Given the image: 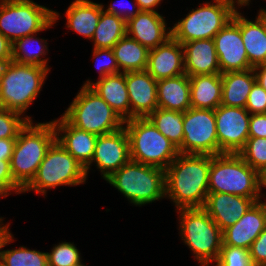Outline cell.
I'll list each match as a JSON object with an SVG mask.
<instances>
[{
	"label": "cell",
	"mask_w": 266,
	"mask_h": 266,
	"mask_svg": "<svg viewBox=\"0 0 266 266\" xmlns=\"http://www.w3.org/2000/svg\"><path fill=\"white\" fill-rule=\"evenodd\" d=\"M211 155L181 154L165 169L166 197L177 209L203 208L209 194Z\"/></svg>",
	"instance_id": "6da1fadb"
},
{
	"label": "cell",
	"mask_w": 266,
	"mask_h": 266,
	"mask_svg": "<svg viewBox=\"0 0 266 266\" xmlns=\"http://www.w3.org/2000/svg\"><path fill=\"white\" fill-rule=\"evenodd\" d=\"M56 141L53 122L36 123L29 121L16 138L10 160L14 181L24 189L34 178L48 149Z\"/></svg>",
	"instance_id": "7a4b0ae2"
},
{
	"label": "cell",
	"mask_w": 266,
	"mask_h": 266,
	"mask_svg": "<svg viewBox=\"0 0 266 266\" xmlns=\"http://www.w3.org/2000/svg\"><path fill=\"white\" fill-rule=\"evenodd\" d=\"M106 181L136 206L166 197L165 170L133 160H129Z\"/></svg>",
	"instance_id": "3957f363"
},
{
	"label": "cell",
	"mask_w": 266,
	"mask_h": 266,
	"mask_svg": "<svg viewBox=\"0 0 266 266\" xmlns=\"http://www.w3.org/2000/svg\"><path fill=\"white\" fill-rule=\"evenodd\" d=\"M209 193H226L253 198L264 197L259 192L258 172L239 154L222 153L211 156Z\"/></svg>",
	"instance_id": "277c9868"
},
{
	"label": "cell",
	"mask_w": 266,
	"mask_h": 266,
	"mask_svg": "<svg viewBox=\"0 0 266 266\" xmlns=\"http://www.w3.org/2000/svg\"><path fill=\"white\" fill-rule=\"evenodd\" d=\"M179 229L181 239L191 251L200 266L218 260L223 244L222 231L203 208H181Z\"/></svg>",
	"instance_id": "5b68a950"
},
{
	"label": "cell",
	"mask_w": 266,
	"mask_h": 266,
	"mask_svg": "<svg viewBox=\"0 0 266 266\" xmlns=\"http://www.w3.org/2000/svg\"><path fill=\"white\" fill-rule=\"evenodd\" d=\"M50 69L10 61L0 81V107L20 113L38 97Z\"/></svg>",
	"instance_id": "8992f818"
},
{
	"label": "cell",
	"mask_w": 266,
	"mask_h": 266,
	"mask_svg": "<svg viewBox=\"0 0 266 266\" xmlns=\"http://www.w3.org/2000/svg\"><path fill=\"white\" fill-rule=\"evenodd\" d=\"M59 15L32 0H0V33L14 43L54 26Z\"/></svg>",
	"instance_id": "52a82bcc"
},
{
	"label": "cell",
	"mask_w": 266,
	"mask_h": 266,
	"mask_svg": "<svg viewBox=\"0 0 266 266\" xmlns=\"http://www.w3.org/2000/svg\"><path fill=\"white\" fill-rule=\"evenodd\" d=\"M62 116L71 125L97 136L124 127V120L89 86H82Z\"/></svg>",
	"instance_id": "ba28073f"
},
{
	"label": "cell",
	"mask_w": 266,
	"mask_h": 266,
	"mask_svg": "<svg viewBox=\"0 0 266 266\" xmlns=\"http://www.w3.org/2000/svg\"><path fill=\"white\" fill-rule=\"evenodd\" d=\"M129 138L130 160L166 169L178 156V149L146 118L124 121Z\"/></svg>",
	"instance_id": "9c48e42d"
},
{
	"label": "cell",
	"mask_w": 266,
	"mask_h": 266,
	"mask_svg": "<svg viewBox=\"0 0 266 266\" xmlns=\"http://www.w3.org/2000/svg\"><path fill=\"white\" fill-rule=\"evenodd\" d=\"M85 168L57 141L48 149L32 181L22 193L35 191L46 195L47 190L57 186H77L85 183Z\"/></svg>",
	"instance_id": "30bf717a"
},
{
	"label": "cell",
	"mask_w": 266,
	"mask_h": 266,
	"mask_svg": "<svg viewBox=\"0 0 266 266\" xmlns=\"http://www.w3.org/2000/svg\"><path fill=\"white\" fill-rule=\"evenodd\" d=\"M213 1L200 4V7L192 9L185 18L175 23L171 28V36L181 44L213 39L237 10L236 4L229 0Z\"/></svg>",
	"instance_id": "8fae6325"
},
{
	"label": "cell",
	"mask_w": 266,
	"mask_h": 266,
	"mask_svg": "<svg viewBox=\"0 0 266 266\" xmlns=\"http://www.w3.org/2000/svg\"><path fill=\"white\" fill-rule=\"evenodd\" d=\"M181 154L218 155L214 110L190 108L184 112Z\"/></svg>",
	"instance_id": "7c38bea8"
},
{
	"label": "cell",
	"mask_w": 266,
	"mask_h": 266,
	"mask_svg": "<svg viewBox=\"0 0 266 266\" xmlns=\"http://www.w3.org/2000/svg\"><path fill=\"white\" fill-rule=\"evenodd\" d=\"M214 114L218 154H238L249 138L250 113L245 108L219 105Z\"/></svg>",
	"instance_id": "4fadbf2b"
},
{
	"label": "cell",
	"mask_w": 266,
	"mask_h": 266,
	"mask_svg": "<svg viewBox=\"0 0 266 266\" xmlns=\"http://www.w3.org/2000/svg\"><path fill=\"white\" fill-rule=\"evenodd\" d=\"M129 160V138L123 127L115 132L97 137L93 158L85 167V172L88 177L90 165L94 162L106 180Z\"/></svg>",
	"instance_id": "5bb4252c"
},
{
	"label": "cell",
	"mask_w": 266,
	"mask_h": 266,
	"mask_svg": "<svg viewBox=\"0 0 266 266\" xmlns=\"http://www.w3.org/2000/svg\"><path fill=\"white\" fill-rule=\"evenodd\" d=\"M220 74L252 69L239 26L231 19L213 38Z\"/></svg>",
	"instance_id": "9a60e30c"
},
{
	"label": "cell",
	"mask_w": 266,
	"mask_h": 266,
	"mask_svg": "<svg viewBox=\"0 0 266 266\" xmlns=\"http://www.w3.org/2000/svg\"><path fill=\"white\" fill-rule=\"evenodd\" d=\"M266 228V203L255 202L232 226L222 232V245L250 249L252 243Z\"/></svg>",
	"instance_id": "2e32d148"
},
{
	"label": "cell",
	"mask_w": 266,
	"mask_h": 266,
	"mask_svg": "<svg viewBox=\"0 0 266 266\" xmlns=\"http://www.w3.org/2000/svg\"><path fill=\"white\" fill-rule=\"evenodd\" d=\"M131 119L146 118L158 108L157 81L146 71L125 73Z\"/></svg>",
	"instance_id": "e0dca14e"
},
{
	"label": "cell",
	"mask_w": 266,
	"mask_h": 266,
	"mask_svg": "<svg viewBox=\"0 0 266 266\" xmlns=\"http://www.w3.org/2000/svg\"><path fill=\"white\" fill-rule=\"evenodd\" d=\"M146 71L156 81L185 74L182 44L171 36L163 44L149 50Z\"/></svg>",
	"instance_id": "ac0fdd59"
},
{
	"label": "cell",
	"mask_w": 266,
	"mask_h": 266,
	"mask_svg": "<svg viewBox=\"0 0 266 266\" xmlns=\"http://www.w3.org/2000/svg\"><path fill=\"white\" fill-rule=\"evenodd\" d=\"M166 24L160 13L140 11L126 22L127 36L151 50L171 37V28Z\"/></svg>",
	"instance_id": "d6986e66"
},
{
	"label": "cell",
	"mask_w": 266,
	"mask_h": 266,
	"mask_svg": "<svg viewBox=\"0 0 266 266\" xmlns=\"http://www.w3.org/2000/svg\"><path fill=\"white\" fill-rule=\"evenodd\" d=\"M253 198L226 193H209L203 209L223 232L234 225L255 203Z\"/></svg>",
	"instance_id": "ffe728a7"
},
{
	"label": "cell",
	"mask_w": 266,
	"mask_h": 266,
	"mask_svg": "<svg viewBox=\"0 0 266 266\" xmlns=\"http://www.w3.org/2000/svg\"><path fill=\"white\" fill-rule=\"evenodd\" d=\"M52 122L56 141L85 168L93 158L98 136L71 125L63 116Z\"/></svg>",
	"instance_id": "44dd1931"
},
{
	"label": "cell",
	"mask_w": 266,
	"mask_h": 266,
	"mask_svg": "<svg viewBox=\"0 0 266 266\" xmlns=\"http://www.w3.org/2000/svg\"><path fill=\"white\" fill-rule=\"evenodd\" d=\"M185 73L190 76L220 73L213 39L188 41L182 44Z\"/></svg>",
	"instance_id": "7402d4cb"
},
{
	"label": "cell",
	"mask_w": 266,
	"mask_h": 266,
	"mask_svg": "<svg viewBox=\"0 0 266 266\" xmlns=\"http://www.w3.org/2000/svg\"><path fill=\"white\" fill-rule=\"evenodd\" d=\"M83 86L94 90L124 121L131 119L125 73L110 74L94 83L88 79Z\"/></svg>",
	"instance_id": "603a6c76"
},
{
	"label": "cell",
	"mask_w": 266,
	"mask_h": 266,
	"mask_svg": "<svg viewBox=\"0 0 266 266\" xmlns=\"http://www.w3.org/2000/svg\"><path fill=\"white\" fill-rule=\"evenodd\" d=\"M236 10L232 20L239 26L249 64L255 67L266 63V29L257 15L254 21L246 19Z\"/></svg>",
	"instance_id": "cb8c5ba5"
},
{
	"label": "cell",
	"mask_w": 266,
	"mask_h": 266,
	"mask_svg": "<svg viewBox=\"0 0 266 266\" xmlns=\"http://www.w3.org/2000/svg\"><path fill=\"white\" fill-rule=\"evenodd\" d=\"M158 108L185 112L191 108L190 80L185 73L157 81Z\"/></svg>",
	"instance_id": "d4e9b609"
},
{
	"label": "cell",
	"mask_w": 266,
	"mask_h": 266,
	"mask_svg": "<svg viewBox=\"0 0 266 266\" xmlns=\"http://www.w3.org/2000/svg\"><path fill=\"white\" fill-rule=\"evenodd\" d=\"M104 5L91 0H74L65 12L66 27L92 39Z\"/></svg>",
	"instance_id": "484cf974"
},
{
	"label": "cell",
	"mask_w": 266,
	"mask_h": 266,
	"mask_svg": "<svg viewBox=\"0 0 266 266\" xmlns=\"http://www.w3.org/2000/svg\"><path fill=\"white\" fill-rule=\"evenodd\" d=\"M190 103L192 108L215 110L222 101L220 73L190 76Z\"/></svg>",
	"instance_id": "4316f807"
},
{
	"label": "cell",
	"mask_w": 266,
	"mask_h": 266,
	"mask_svg": "<svg viewBox=\"0 0 266 266\" xmlns=\"http://www.w3.org/2000/svg\"><path fill=\"white\" fill-rule=\"evenodd\" d=\"M222 78L221 105L245 108L249 93L256 82L253 68L245 71L226 72Z\"/></svg>",
	"instance_id": "83f0119b"
},
{
	"label": "cell",
	"mask_w": 266,
	"mask_h": 266,
	"mask_svg": "<svg viewBox=\"0 0 266 266\" xmlns=\"http://www.w3.org/2000/svg\"><path fill=\"white\" fill-rule=\"evenodd\" d=\"M112 50L119 72L127 73L147 69L149 50L131 37L126 35L121 38Z\"/></svg>",
	"instance_id": "f1b7e54d"
},
{
	"label": "cell",
	"mask_w": 266,
	"mask_h": 266,
	"mask_svg": "<svg viewBox=\"0 0 266 266\" xmlns=\"http://www.w3.org/2000/svg\"><path fill=\"white\" fill-rule=\"evenodd\" d=\"M34 35L36 36V34L27 35L12 43V61L21 64L43 66L49 69L47 65L48 58H41L48 53L47 40L34 37ZM30 44H34L35 49ZM35 44L38 46L35 47Z\"/></svg>",
	"instance_id": "f546056e"
},
{
	"label": "cell",
	"mask_w": 266,
	"mask_h": 266,
	"mask_svg": "<svg viewBox=\"0 0 266 266\" xmlns=\"http://www.w3.org/2000/svg\"><path fill=\"white\" fill-rule=\"evenodd\" d=\"M126 35V21L102 11L91 41L94 42V48L112 49Z\"/></svg>",
	"instance_id": "4dcf8cb0"
},
{
	"label": "cell",
	"mask_w": 266,
	"mask_h": 266,
	"mask_svg": "<svg viewBox=\"0 0 266 266\" xmlns=\"http://www.w3.org/2000/svg\"><path fill=\"white\" fill-rule=\"evenodd\" d=\"M147 118L177 149L182 145L184 112L157 108Z\"/></svg>",
	"instance_id": "1f68e13d"
},
{
	"label": "cell",
	"mask_w": 266,
	"mask_h": 266,
	"mask_svg": "<svg viewBox=\"0 0 266 266\" xmlns=\"http://www.w3.org/2000/svg\"><path fill=\"white\" fill-rule=\"evenodd\" d=\"M1 259L6 266H48L47 252L30 250L24 246L3 250Z\"/></svg>",
	"instance_id": "d6a6232c"
},
{
	"label": "cell",
	"mask_w": 266,
	"mask_h": 266,
	"mask_svg": "<svg viewBox=\"0 0 266 266\" xmlns=\"http://www.w3.org/2000/svg\"><path fill=\"white\" fill-rule=\"evenodd\" d=\"M238 154L250 167L260 172L266 167V138H248Z\"/></svg>",
	"instance_id": "836d02e7"
},
{
	"label": "cell",
	"mask_w": 266,
	"mask_h": 266,
	"mask_svg": "<svg viewBox=\"0 0 266 266\" xmlns=\"http://www.w3.org/2000/svg\"><path fill=\"white\" fill-rule=\"evenodd\" d=\"M29 121L30 116L23 118L18 112L0 107V139H16Z\"/></svg>",
	"instance_id": "e575fe53"
},
{
	"label": "cell",
	"mask_w": 266,
	"mask_h": 266,
	"mask_svg": "<svg viewBox=\"0 0 266 266\" xmlns=\"http://www.w3.org/2000/svg\"><path fill=\"white\" fill-rule=\"evenodd\" d=\"M48 266H77L82 263L80 251L71 242H61L47 252Z\"/></svg>",
	"instance_id": "d590c367"
},
{
	"label": "cell",
	"mask_w": 266,
	"mask_h": 266,
	"mask_svg": "<svg viewBox=\"0 0 266 266\" xmlns=\"http://www.w3.org/2000/svg\"><path fill=\"white\" fill-rule=\"evenodd\" d=\"M215 266H253V264L248 249L222 245Z\"/></svg>",
	"instance_id": "8d00e7d4"
},
{
	"label": "cell",
	"mask_w": 266,
	"mask_h": 266,
	"mask_svg": "<svg viewBox=\"0 0 266 266\" xmlns=\"http://www.w3.org/2000/svg\"><path fill=\"white\" fill-rule=\"evenodd\" d=\"M92 53V57L94 59L96 58L97 63L95 64L100 73L98 79L104 78L110 74L119 73V67L112 49L93 48Z\"/></svg>",
	"instance_id": "74e56055"
},
{
	"label": "cell",
	"mask_w": 266,
	"mask_h": 266,
	"mask_svg": "<svg viewBox=\"0 0 266 266\" xmlns=\"http://www.w3.org/2000/svg\"><path fill=\"white\" fill-rule=\"evenodd\" d=\"M22 188L14 181L11 172L10 161L1 160L0 162V197L5 198L12 192L21 194Z\"/></svg>",
	"instance_id": "f35d334b"
},
{
	"label": "cell",
	"mask_w": 266,
	"mask_h": 266,
	"mask_svg": "<svg viewBox=\"0 0 266 266\" xmlns=\"http://www.w3.org/2000/svg\"><path fill=\"white\" fill-rule=\"evenodd\" d=\"M245 109L250 114L266 113V90L257 81L249 93Z\"/></svg>",
	"instance_id": "ab89813d"
},
{
	"label": "cell",
	"mask_w": 266,
	"mask_h": 266,
	"mask_svg": "<svg viewBox=\"0 0 266 266\" xmlns=\"http://www.w3.org/2000/svg\"><path fill=\"white\" fill-rule=\"evenodd\" d=\"M249 254L253 266H266V228L252 243Z\"/></svg>",
	"instance_id": "60d3db41"
},
{
	"label": "cell",
	"mask_w": 266,
	"mask_h": 266,
	"mask_svg": "<svg viewBox=\"0 0 266 266\" xmlns=\"http://www.w3.org/2000/svg\"><path fill=\"white\" fill-rule=\"evenodd\" d=\"M120 1H123V0H119V3L118 2L117 3L114 2V4L111 3L109 6H107L108 8L106 10L103 8V11L106 12V13H109V14L116 15L117 17L125 20L126 22L129 19L134 18L135 15L140 12L138 4L136 3L135 0H134L133 6H130V5H132V3H131L130 5L126 4V7L124 6L125 3H123L124 5L120 4L121 3ZM116 4H118V6L120 5L121 8H119V10H118V7H117ZM127 5H129L130 7H127Z\"/></svg>",
	"instance_id": "b9f144b4"
},
{
	"label": "cell",
	"mask_w": 266,
	"mask_h": 266,
	"mask_svg": "<svg viewBox=\"0 0 266 266\" xmlns=\"http://www.w3.org/2000/svg\"><path fill=\"white\" fill-rule=\"evenodd\" d=\"M266 138V113L250 114L249 138Z\"/></svg>",
	"instance_id": "7bdbcfd3"
},
{
	"label": "cell",
	"mask_w": 266,
	"mask_h": 266,
	"mask_svg": "<svg viewBox=\"0 0 266 266\" xmlns=\"http://www.w3.org/2000/svg\"><path fill=\"white\" fill-rule=\"evenodd\" d=\"M15 144L16 139H0V162L11 160Z\"/></svg>",
	"instance_id": "ee69618b"
},
{
	"label": "cell",
	"mask_w": 266,
	"mask_h": 266,
	"mask_svg": "<svg viewBox=\"0 0 266 266\" xmlns=\"http://www.w3.org/2000/svg\"><path fill=\"white\" fill-rule=\"evenodd\" d=\"M3 218H0V259L2 255L1 249L5 247L7 244L14 241L12 233L9 231V224H3ZM3 225V226H2Z\"/></svg>",
	"instance_id": "f6af8a7d"
},
{
	"label": "cell",
	"mask_w": 266,
	"mask_h": 266,
	"mask_svg": "<svg viewBox=\"0 0 266 266\" xmlns=\"http://www.w3.org/2000/svg\"><path fill=\"white\" fill-rule=\"evenodd\" d=\"M0 59H12V43L0 33Z\"/></svg>",
	"instance_id": "bcb514c9"
},
{
	"label": "cell",
	"mask_w": 266,
	"mask_h": 266,
	"mask_svg": "<svg viewBox=\"0 0 266 266\" xmlns=\"http://www.w3.org/2000/svg\"><path fill=\"white\" fill-rule=\"evenodd\" d=\"M140 11L157 12L156 8L162 0H135Z\"/></svg>",
	"instance_id": "7dc6e473"
},
{
	"label": "cell",
	"mask_w": 266,
	"mask_h": 266,
	"mask_svg": "<svg viewBox=\"0 0 266 266\" xmlns=\"http://www.w3.org/2000/svg\"><path fill=\"white\" fill-rule=\"evenodd\" d=\"M256 81L266 90V63L253 67Z\"/></svg>",
	"instance_id": "c3c4849f"
},
{
	"label": "cell",
	"mask_w": 266,
	"mask_h": 266,
	"mask_svg": "<svg viewBox=\"0 0 266 266\" xmlns=\"http://www.w3.org/2000/svg\"><path fill=\"white\" fill-rule=\"evenodd\" d=\"M258 178H259V192L261 193L262 187H266V167L263 168L260 172H258Z\"/></svg>",
	"instance_id": "681fc988"
},
{
	"label": "cell",
	"mask_w": 266,
	"mask_h": 266,
	"mask_svg": "<svg viewBox=\"0 0 266 266\" xmlns=\"http://www.w3.org/2000/svg\"><path fill=\"white\" fill-rule=\"evenodd\" d=\"M12 59H0V81L5 73L6 68L8 67Z\"/></svg>",
	"instance_id": "f907efd6"
},
{
	"label": "cell",
	"mask_w": 266,
	"mask_h": 266,
	"mask_svg": "<svg viewBox=\"0 0 266 266\" xmlns=\"http://www.w3.org/2000/svg\"><path fill=\"white\" fill-rule=\"evenodd\" d=\"M229 1L233 2L234 4L236 3L238 7L247 6L250 4L249 2H251L250 0H229Z\"/></svg>",
	"instance_id": "816d5d0a"
},
{
	"label": "cell",
	"mask_w": 266,
	"mask_h": 266,
	"mask_svg": "<svg viewBox=\"0 0 266 266\" xmlns=\"http://www.w3.org/2000/svg\"><path fill=\"white\" fill-rule=\"evenodd\" d=\"M258 16L263 20L266 29V9H260Z\"/></svg>",
	"instance_id": "f5cc1de1"
},
{
	"label": "cell",
	"mask_w": 266,
	"mask_h": 266,
	"mask_svg": "<svg viewBox=\"0 0 266 266\" xmlns=\"http://www.w3.org/2000/svg\"><path fill=\"white\" fill-rule=\"evenodd\" d=\"M0 266H6V264L0 259Z\"/></svg>",
	"instance_id": "db71d44e"
},
{
	"label": "cell",
	"mask_w": 266,
	"mask_h": 266,
	"mask_svg": "<svg viewBox=\"0 0 266 266\" xmlns=\"http://www.w3.org/2000/svg\"><path fill=\"white\" fill-rule=\"evenodd\" d=\"M77 266H85L83 263H80L79 265H77Z\"/></svg>",
	"instance_id": "11a10c76"
}]
</instances>
